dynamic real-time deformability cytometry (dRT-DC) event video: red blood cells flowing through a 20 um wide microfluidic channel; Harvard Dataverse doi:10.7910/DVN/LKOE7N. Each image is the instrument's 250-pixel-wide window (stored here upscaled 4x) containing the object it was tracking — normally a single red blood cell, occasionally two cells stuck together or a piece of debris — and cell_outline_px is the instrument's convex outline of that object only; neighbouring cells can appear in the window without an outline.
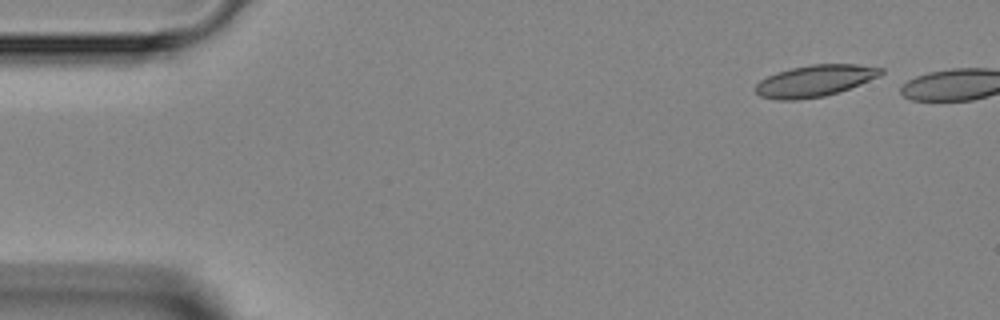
{"species": "Egyptian fruit bat (a non-hibernating species)", "species_latin": "Rousettus aegyptiacus", "temperature_condition": "room temperature", "stored_images_in_passage": 5, "segment_of_instrument_passage": [1, 2], "camera_frame_rate_fps": 3000, "um_per_image_px": 0.085, "animal": {"sex": "female"}, "frame": {"image": 1, "passage_image": 1, "time_ms": 0.0, "image_size_px": [1000, 320], "cell_outline_px": [[884, 72], [880, 76], [860, 84], [824, 96], [796, 100], [776, 100], [760, 96], [756, 92], [756, 84], [760, 80], [776, 72], [792, 68], [812, 64], [856, 64], [884, 68]], "centroid_in_image_um": [69.26, 6.86], "position_along_channel_um": 15.7, "area_um2": 22.95}}
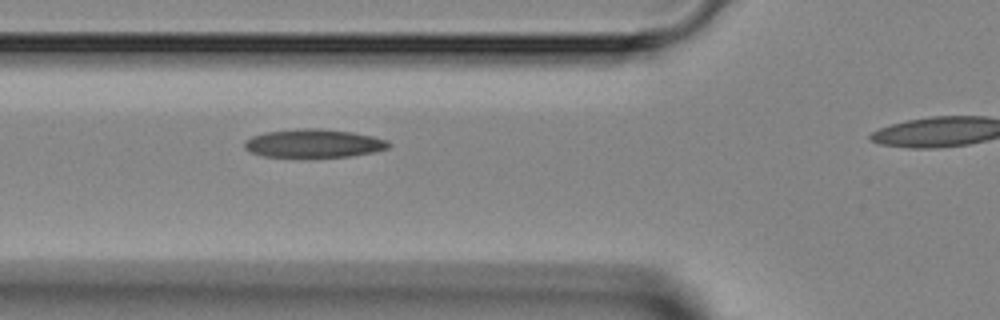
{"frame": {"image": 2, "passage_image": 4, "time_ms": 4.333, "image_size_px": [1000, 320], "cell_outline_px": [[392, 144], [388, 148], [372, 152], [352, 156], [264, 156], [252, 152], [244, 148], [244, 140], [252, 136], [268, 132], [296, 128], [320, 128], [352, 132], [372, 136], [388, 140]], "centroid_in_image_um": [26.68, 12.17], "position_along_channel_um": 99.1, "area_um2": 23.58}}